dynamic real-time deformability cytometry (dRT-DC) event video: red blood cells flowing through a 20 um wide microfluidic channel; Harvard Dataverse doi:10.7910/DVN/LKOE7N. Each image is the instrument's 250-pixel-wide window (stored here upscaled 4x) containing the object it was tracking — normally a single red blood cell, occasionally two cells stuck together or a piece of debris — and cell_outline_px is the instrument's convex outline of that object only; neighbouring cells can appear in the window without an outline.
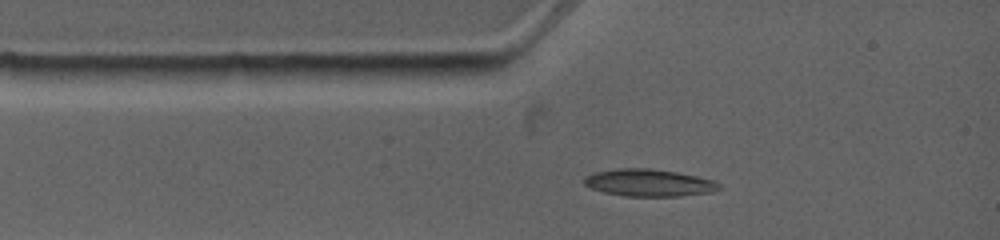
{"species": "common noctule bat (a hibernating species)", "species_latin": "Nyctalus noctula", "temperature_condition": "warm", "stored_images_in_passage": 2, "camera_frame_rate_fps": 4500, "um_per_image_px": 0.085, "animal": {"sex": "female", "body_mass_g": 19.0, "forearm_length_mm": 53.3}, "frame": {"image": 1, "passage_image": 1, "time_ms": 0.0, "image_size_px": [1000, 240], "cell_outline_px": [[724, 188], [712, 192], [680, 196], [624, 196], [604, 192], [592, 188], [584, 184], [584, 176], [592, 172], [616, 168], [652, 168], [676, 172], [696, 176], [712, 180], [720, 184]], "centroid_in_image_um": [55.15, 15.53], "position_along_channel_um": 29.8, "area_um2": 21.56}}